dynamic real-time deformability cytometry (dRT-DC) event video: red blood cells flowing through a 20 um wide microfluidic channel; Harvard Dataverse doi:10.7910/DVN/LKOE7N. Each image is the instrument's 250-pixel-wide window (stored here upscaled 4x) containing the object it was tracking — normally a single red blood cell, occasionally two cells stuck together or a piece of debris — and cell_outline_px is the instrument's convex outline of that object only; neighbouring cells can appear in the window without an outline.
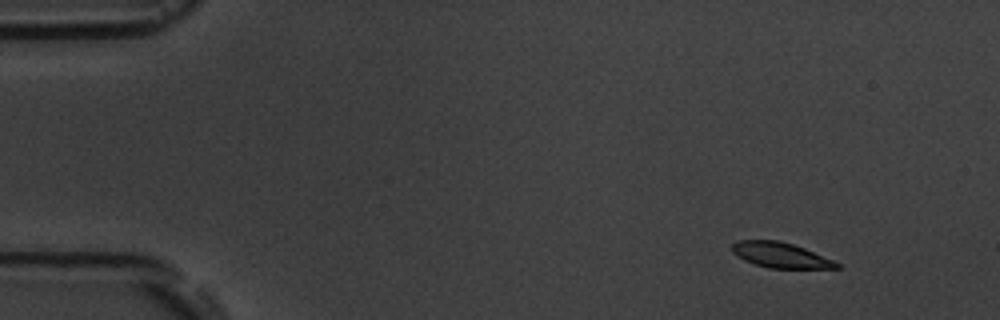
{"species": "common noctule bat (a hibernating species)", "species_latin": "Nyctalus noctula", "temperature_condition": "room temperature", "stored_images_in_passage": 5, "camera_frame_rate_fps": 3000, "um_per_image_px": 0.085, "animal": {"sex": "male", "body_mass_g": 19.5, "forearm_length_mm": 54.6}, "frame": {"image": 1, "passage_image": 1, "time_ms": 0.0, "image_size_px": [1000, 320], "cell_outline_px": [[840, 268], [768, 268], [744, 260], [732, 252], [732, 244], [736, 240], [780, 240], [804, 248], [832, 260], [840, 264]], "centroid_in_image_um": [66.31, 21.67], "position_along_channel_um": 18.7, "area_um2": 15.26}}
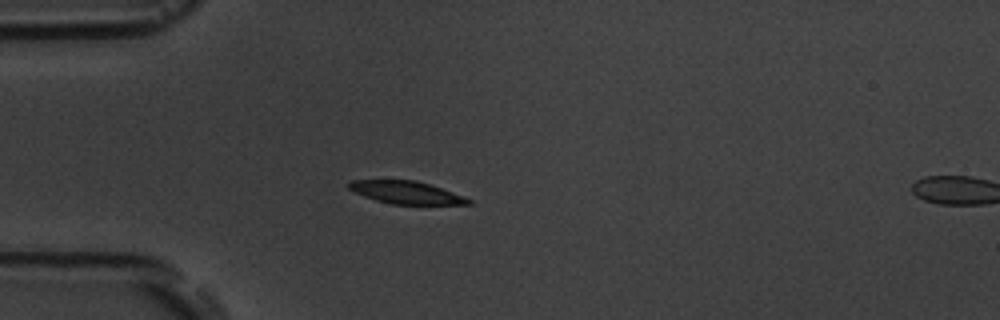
{"frame": {"image": 2, "passage_image": 4, "time_ms": 3.333, "image_size_px": [1000, 320], "cell_outline_px": [[472, 204], [392, 204], [376, 200], [364, 196], [348, 188], [348, 184], [352, 180], [416, 180], [432, 184], [472, 200]], "centroid_in_image_um": [34.54, 16.35], "position_along_channel_um": 50.5, "area_um2": 15.61}}